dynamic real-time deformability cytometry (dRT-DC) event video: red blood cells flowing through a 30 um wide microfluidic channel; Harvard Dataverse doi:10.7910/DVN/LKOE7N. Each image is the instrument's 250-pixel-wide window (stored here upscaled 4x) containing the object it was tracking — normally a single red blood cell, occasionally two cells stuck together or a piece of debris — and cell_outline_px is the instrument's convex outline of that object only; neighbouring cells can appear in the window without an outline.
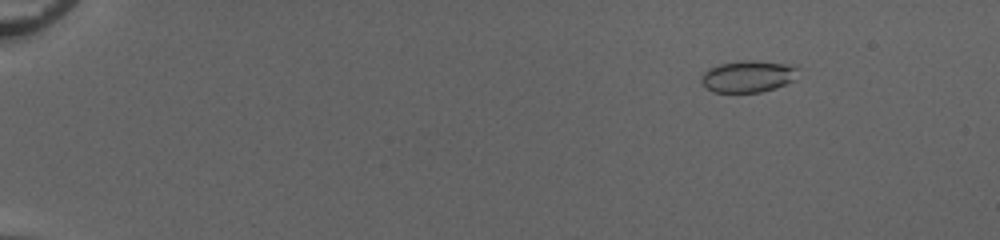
{"species": "common noctule bat (a hibernating species)", "species_latin": "Nyctalus noctula", "temperature_condition": "cold", "stored_images_in_passage": 53, "camera_frame_rate_fps": 3000, "um_per_image_px": 0.085, "animal": {"sex": "female", "body_mass_g": 20.0, "forearm_length_mm": 54.0}, "frame": {"image": 1, "passage_image": 8, "time_ms": 2.333, "image_size_px": [1000, 240], "cell_outline_px": [[796, 68], [792, 80], [784, 84], [760, 92], [712, 92], [700, 80], [700, 76], [708, 68], [720, 64], [744, 60], [752, 60], [792, 64]], "centroid_in_image_um": [63.51, 6.48], "position_along_channel_um": 21.5, "area_um2": 17.57}}
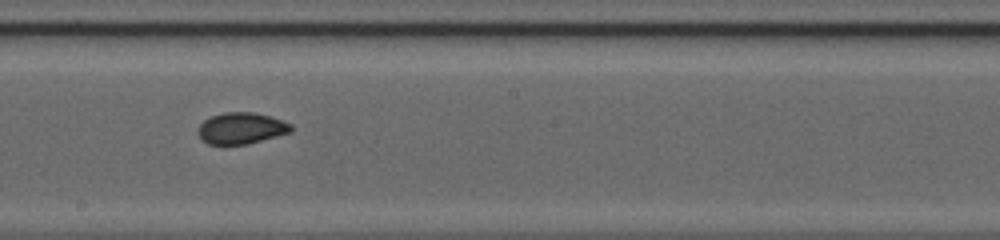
{"frame": {"image": 2, "passage_image": 33, "time_ms": 10.667, "image_size_px": [1000, 240], "cell_outline_px": [[292, 132], [248, 144], [208, 144], [200, 140], [196, 132], [200, 124], [204, 120], [212, 116], [224, 112], [256, 112], [272, 116], [292, 124]], "centroid_in_image_um": [20.5, 10.9], "position_along_channel_um": 227.7, "area_um2": 17.28}}
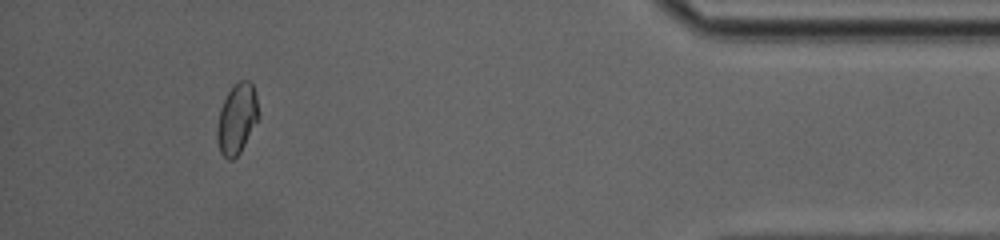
{"frame": {"image": 3, "passage_image": 50, "time_ms": 16.333, "image_size_px": [1000, 240], "cell_outline_px": [[260, 116], [240, 152], [232, 160], [228, 160], [220, 152], [216, 140], [216, 124], [220, 108], [228, 92], [240, 80], [248, 80], [252, 84], [256, 96]], "centroid_in_image_um": [20.12, 10.12], "position_along_channel_um": 415.1, "area_um2": 16.99}}